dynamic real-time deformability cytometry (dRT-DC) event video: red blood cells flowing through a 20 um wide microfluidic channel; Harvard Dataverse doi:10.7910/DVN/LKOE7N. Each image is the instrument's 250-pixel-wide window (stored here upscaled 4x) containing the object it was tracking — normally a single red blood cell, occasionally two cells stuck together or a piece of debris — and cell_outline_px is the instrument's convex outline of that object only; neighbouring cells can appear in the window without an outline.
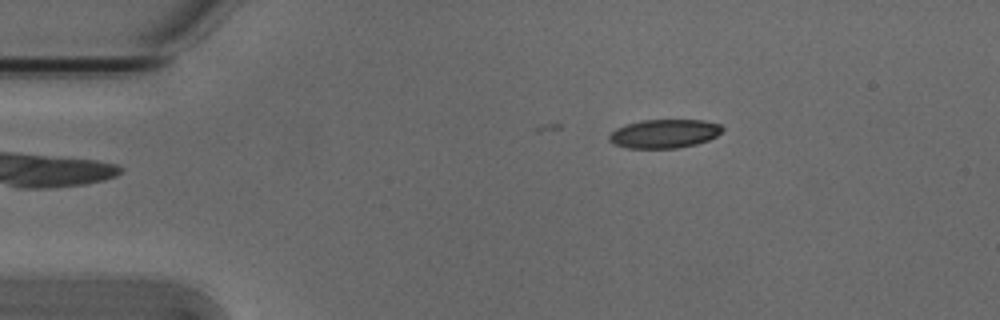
{"species": "Egyptian fruit bat (a non-hibernating species)", "species_latin": "Rousettus aegyptiacus", "temperature_condition": "cold", "stored_images_in_passage": 5, "segment_of_instrument_passage": [2, 2], "camera_frame_rate_fps": 3000, "um_per_image_px": 0.085, "animal": {"sex": "male"}, "frame": {"image": 1, "passage_image": 5, "time_ms": 1.333, "image_size_px": [1000, 320], "cell_outline_px": [[724, 128], [716, 136], [708, 140], [696, 144], [676, 148], [628, 148], [612, 144], [608, 140], [608, 136], [616, 128], [640, 120], [704, 120], [720, 124]], "centroid_in_image_um": [56.45, 11.36], "position_along_channel_um": 28.6, "area_um2": 18.96}}